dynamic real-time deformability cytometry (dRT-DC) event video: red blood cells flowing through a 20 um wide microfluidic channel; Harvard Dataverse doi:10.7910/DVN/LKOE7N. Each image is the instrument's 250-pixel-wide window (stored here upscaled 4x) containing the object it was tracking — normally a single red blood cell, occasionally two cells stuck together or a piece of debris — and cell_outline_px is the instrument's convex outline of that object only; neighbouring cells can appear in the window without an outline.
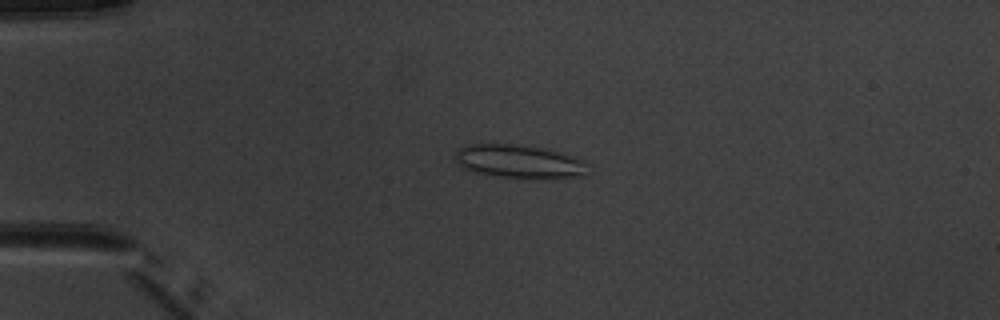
{"species": "common noctule bat (a hibernating species)", "species_latin": "Nyctalus noctula", "temperature_condition": "warm", "stored_images_in_passage": 4, "camera_frame_rate_fps": 3000, "um_per_image_px": 0.085, "animal": {"sex": "male", "body_mass_g": 20.1, "forearm_length_mm": 53.5}, "frame": {"image": 1, "passage_image": 3, "time_ms": 3.333, "image_size_px": [1000, 320], "cell_outline_px": [[584, 176], [556, 180], [540, 180], [500, 176], [476, 172], [464, 168], [452, 160], [456, 152], [460, 148], [468, 144], [516, 144], [544, 148], [560, 152], [584, 160]], "centroid_in_image_um": [44.13, 13.75], "position_along_channel_um": 40.9, "area_um2": 26.24}}